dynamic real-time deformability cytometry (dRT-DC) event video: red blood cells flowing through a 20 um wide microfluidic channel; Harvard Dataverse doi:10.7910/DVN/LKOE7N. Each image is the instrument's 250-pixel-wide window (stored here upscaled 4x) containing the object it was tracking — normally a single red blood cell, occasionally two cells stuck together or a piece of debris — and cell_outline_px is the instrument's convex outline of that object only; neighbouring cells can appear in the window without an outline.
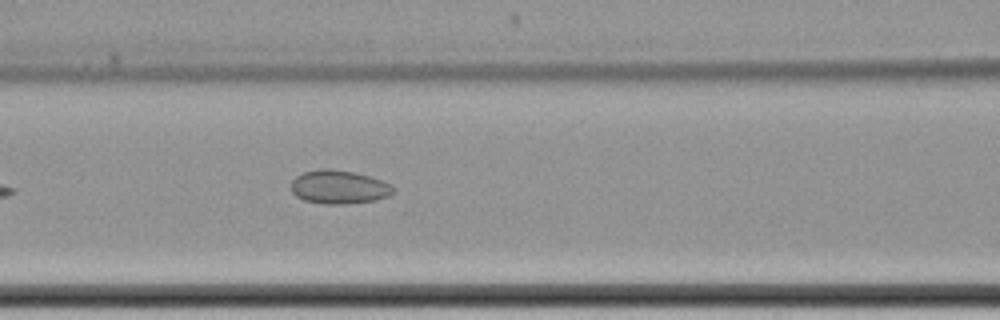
{"species": "common noctule bat (a hibernating species)", "species_latin": "Nyctalus noctula", "temperature_condition": "cold", "stored_images_in_passage": 6, "camera_frame_rate_fps": 3000, "um_per_image_px": 0.085, "animal": {"sex": "female", "body_mass_g": 22.7, "forearm_length_mm": 54.2}, "frame": {"image": 1, "passage_image": 6, "time_ms": 7.0, "image_size_px": [1000, 320], "cell_outline_px": [[396, 192], [388, 196], [376, 200], [344, 204], [324, 204], [304, 200], [296, 196], [292, 192], [292, 180], [296, 176], [304, 172], [320, 168], [328, 168], [356, 172], [392, 184], [396, 188]], "centroid_in_image_um": [28.84, 15.89], "position_along_channel_um": 137.8, "area_um2": 20.17}}